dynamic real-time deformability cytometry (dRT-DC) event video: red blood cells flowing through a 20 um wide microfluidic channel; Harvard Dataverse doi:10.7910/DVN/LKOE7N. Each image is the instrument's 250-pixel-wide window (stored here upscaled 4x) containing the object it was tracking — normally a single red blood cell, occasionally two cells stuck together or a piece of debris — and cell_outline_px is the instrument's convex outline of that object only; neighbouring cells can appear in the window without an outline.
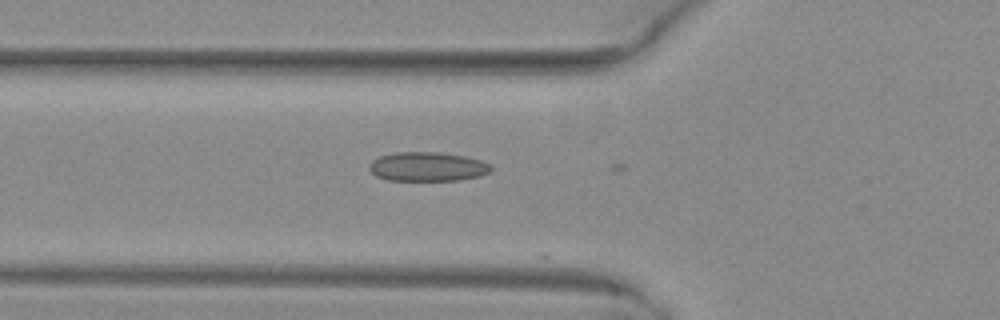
{"species": "common noctule bat (a hibernating species)", "species_latin": "Nyctalus noctula", "temperature_condition": "warm", "stored_images_in_passage": 15, "camera_frame_rate_fps": 3000, "um_per_image_px": 0.085, "animal": {"sex": "female", "body_mass_g": 29.2, "forearm_length_mm": 56.3}, "frame": {"image": 1, "passage_image": 9, "time_ms": 2.667, "image_size_px": [1000, 320], "cell_outline_px": [[492, 172], [480, 176], [460, 180], [388, 180], [376, 176], [368, 168], [368, 164], [372, 160], [380, 156], [396, 152], [440, 152], [464, 156], [480, 160], [488, 164], [492, 168]], "centroid_in_image_um": [36.33, 14.16], "position_along_channel_um": 89.5, "area_um2": 20.75}}
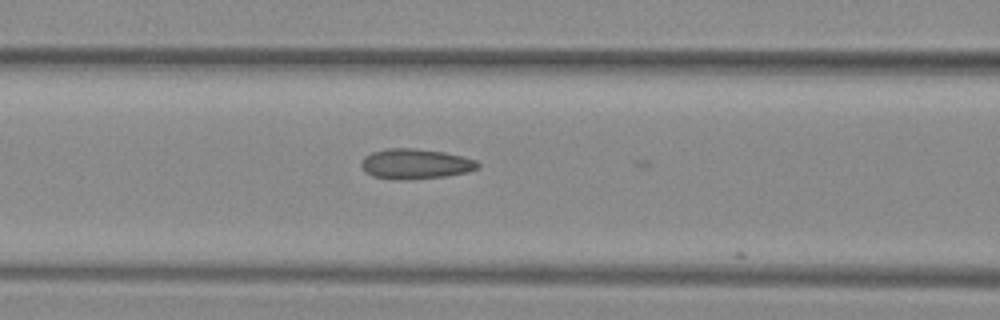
{"frame": {"image": 2, "passage_image": 12, "time_ms": 3.667, "image_size_px": [1000, 320], "cell_outline_px": [[480, 164], [476, 168], [468, 172], [444, 176], [408, 180], [392, 180], [372, 176], [360, 164], [360, 160], [364, 156], [372, 152], [388, 148], [416, 148], [444, 152], [476, 160]], "centroid_in_image_um": [35.28, 13.93], "position_along_channel_um": 131.3, "area_um2": 20.52}}